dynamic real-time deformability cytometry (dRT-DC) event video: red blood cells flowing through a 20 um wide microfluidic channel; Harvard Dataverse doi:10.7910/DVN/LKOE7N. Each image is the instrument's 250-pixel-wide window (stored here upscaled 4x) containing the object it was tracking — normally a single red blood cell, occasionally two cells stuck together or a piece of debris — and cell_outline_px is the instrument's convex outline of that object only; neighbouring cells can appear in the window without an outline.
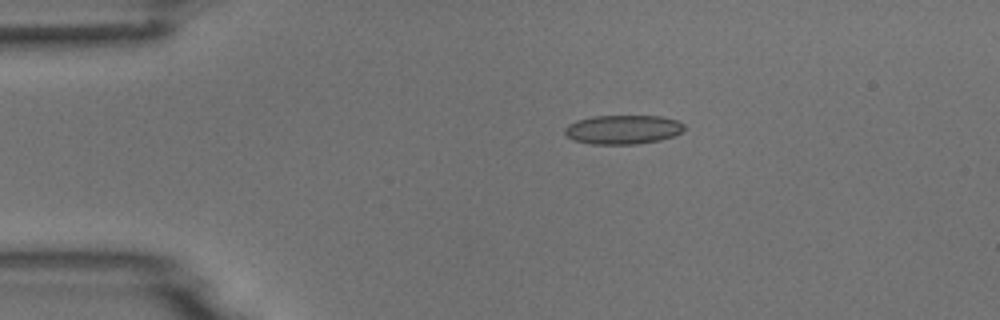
{"species": "common noctule bat (a hibernating species)", "species_latin": "Nyctalus noctula", "temperature_condition": "room temperature", "stored_images_in_passage": 6, "camera_frame_rate_fps": 3000, "um_per_image_px": 0.085, "animal": {"sex": "male", "body_mass_g": 18.8}, "frame": {"image": 1, "passage_image": 3, "time_ms": 2.333, "image_size_px": [1000, 320], "cell_outline_px": [[684, 128], [680, 132], [672, 136], [660, 140], [636, 144], [592, 144], [572, 140], [564, 132], [564, 128], [568, 124], [576, 120], [592, 116], [660, 116], [676, 120], [684, 124]], "centroid_in_image_um": [52.91, 11.01], "position_along_channel_um": 32.1, "area_um2": 20.23}}
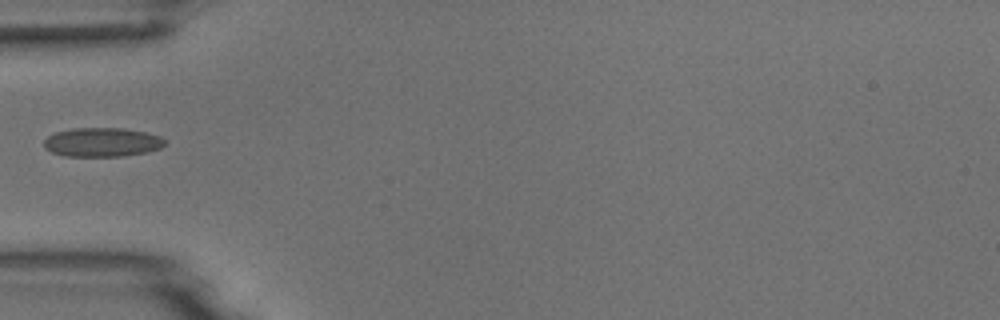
{"frame": {"image": 2, "passage_image": 5, "time_ms": 4.667, "image_size_px": [1000, 320], "cell_outline_px": [[164, 144], [160, 148], [148, 152], [124, 156], [64, 156], [52, 152], [44, 148], [44, 140], [48, 136], [56, 132], [72, 128], [124, 128], [144, 132], [160, 136], [164, 140]], "centroid_in_image_um": [8.66, 12.09], "position_along_channel_um": 76.3, "area_um2": 20.46}}